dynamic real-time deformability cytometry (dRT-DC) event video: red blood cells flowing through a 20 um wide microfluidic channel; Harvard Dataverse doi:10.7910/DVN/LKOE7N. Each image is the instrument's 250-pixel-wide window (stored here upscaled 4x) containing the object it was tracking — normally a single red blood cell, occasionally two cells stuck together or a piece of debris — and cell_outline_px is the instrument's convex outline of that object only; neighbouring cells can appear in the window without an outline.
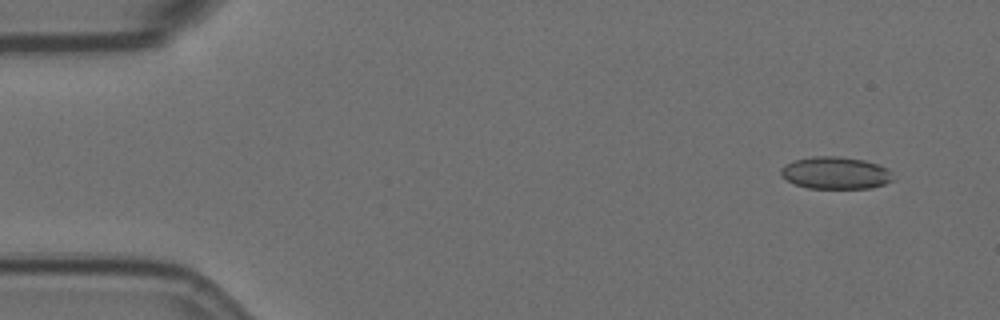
{"species": "Egyptian fruit bat (a non-hibernating species)", "species_latin": "Rousettus aegyptiacus", "temperature_condition": "room temperature", "stored_images_in_passage": 55, "camera_frame_rate_fps": 3000, "um_per_image_px": 0.085, "animal": {"sex": "female"}, "frame": {"image": 1, "passage_image": 2, "time_ms": 0.333, "image_size_px": [1000, 320], "cell_outline_px": [[896, 180], [872, 188], [808, 188], [796, 184], [788, 180], [780, 172], [780, 168], [784, 164], [796, 160], [812, 156], [840, 156], [864, 160], [888, 168]], "centroid_in_image_um": [71.06, 14.69], "position_along_channel_um": 13.9, "area_um2": 21.1}}
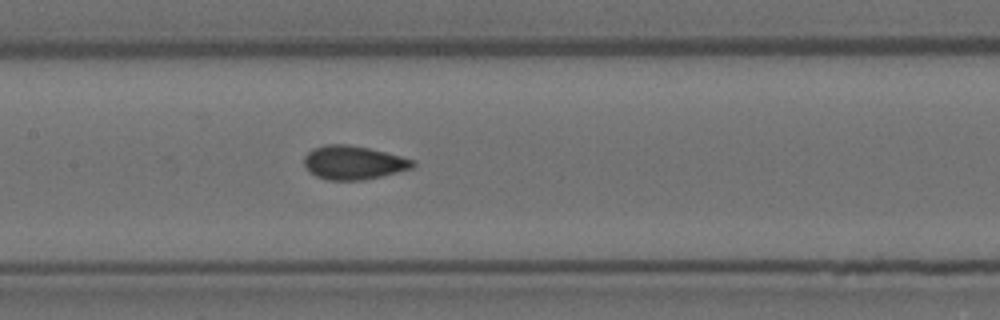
{"frame": {"image": 2, "passage_image": 25, "time_ms": 8.0, "image_size_px": [1000, 320], "cell_outline_px": [[416, 164], [412, 168], [364, 180], [328, 180], [316, 176], [308, 172], [304, 164], [304, 156], [312, 148], [324, 144], [348, 144], [368, 148], [416, 160]], "centroid_in_image_um": [30.0, 13.82], "position_along_channel_um": 177.4, "area_um2": 21.39}}
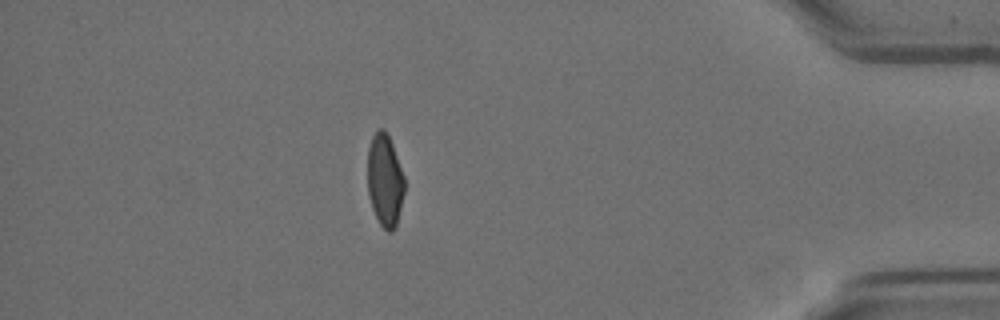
{"frame": {"image": 3, "passage_image": 48, "time_ms": 15.667, "image_size_px": [1000, 320], "cell_outline_px": [[404, 192], [396, 228], [392, 232], [388, 232], [380, 224], [372, 208], [368, 192], [368, 148], [372, 136], [380, 128], [384, 128], [392, 144], [404, 176]], "centroid_in_image_um": [32.71, 15.35], "position_along_channel_um": 402.5, "area_um2": 19.77}, "authors_computed_cell_mechanics": {"area_um2": 21.097, "velocity_mm_per_s": 3.529, "shape_relaxation_time_tau1_ms": 8.7729, "shape_relaxation_time_tau2_ms": null, "deformation_change_tau1": 0.1425, "deformation_change_tau2": null}}